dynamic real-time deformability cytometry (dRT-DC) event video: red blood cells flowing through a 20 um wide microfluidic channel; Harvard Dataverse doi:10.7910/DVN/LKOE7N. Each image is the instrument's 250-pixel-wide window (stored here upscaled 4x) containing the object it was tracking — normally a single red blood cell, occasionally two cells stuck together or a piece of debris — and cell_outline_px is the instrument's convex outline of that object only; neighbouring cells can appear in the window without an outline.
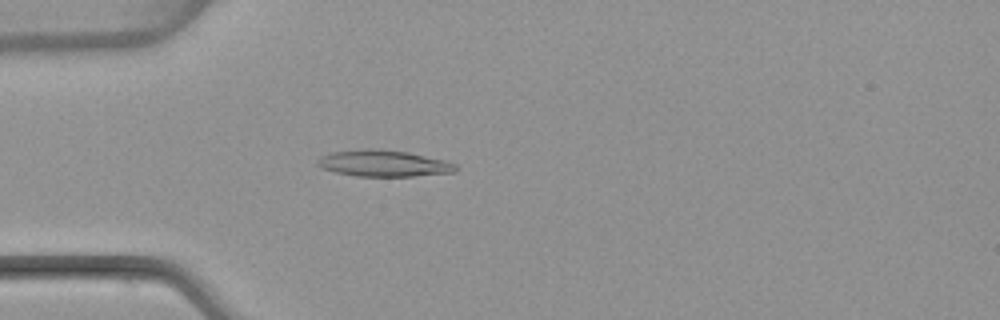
{"species": "common noctule bat (a hibernating species)", "species_latin": "Nyctalus noctula", "temperature_condition": "warm", "stored_images_in_passage": 52, "camera_frame_rate_fps": 3000, "um_per_image_px": 0.085, "animal": {"sex": "female", "body_mass_g": 22.7, "forearm_length_mm": 54.2}, "frame": {"image": 1, "passage_image": 15, "time_ms": 4.667, "image_size_px": [1000, 320], "cell_outline_px": [[456, 172], [412, 176], [356, 176], [336, 172], [324, 168], [316, 164], [316, 160], [320, 156], [332, 152], [364, 148], [368, 148], [408, 152], [444, 160], [456, 164]], "centroid_in_image_um": [32.58, 13.88], "position_along_channel_um": 52.4, "area_um2": 21.15}}
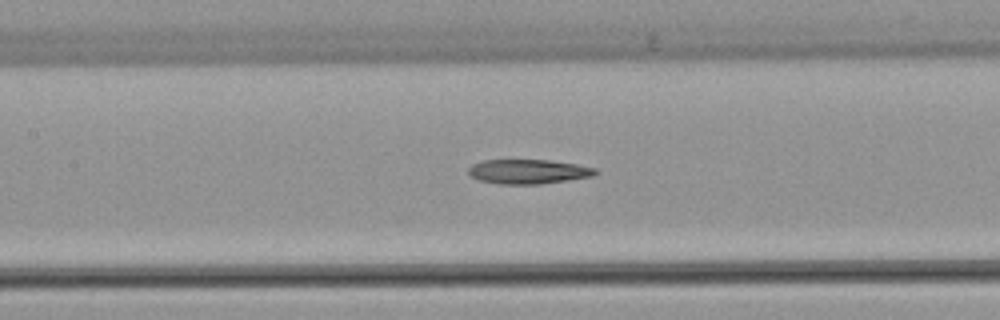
{"frame": {"image": 2, "passage_image": 24, "time_ms": 7.667, "image_size_px": [1000, 320], "cell_outline_px": [[600, 172], [592, 176], [568, 180], [540, 184], [500, 184], [480, 180], [472, 176], [468, 172], [468, 168], [472, 164], [484, 160], [548, 160], [576, 164], [596, 168]], "centroid_in_image_um": [44.92, 14.58], "position_along_channel_um": 162.5, "area_um2": 18.03}}
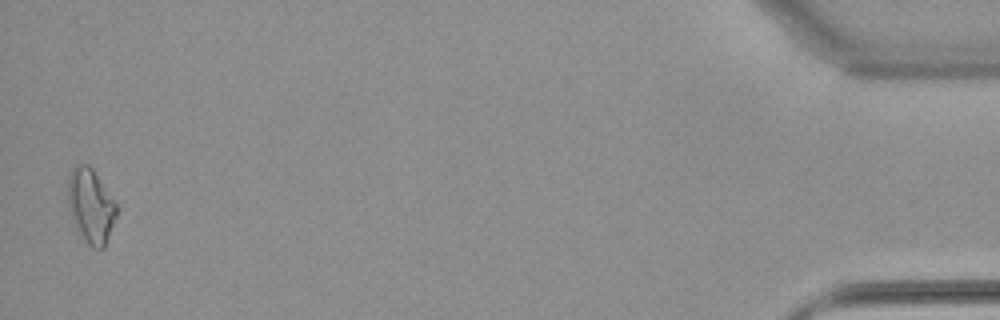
{"frame": {"image": 3, "passage_image": 51, "time_ms": 16.667, "image_size_px": [1000, 320], "cell_outline_px": [[116, 216], [104, 248], [100, 252], [92, 248], [76, 232], [68, 204], [68, 176], [72, 168], [76, 164], [88, 164], [92, 168], [116, 204]], "centroid_in_image_um": [7.69, 17.54], "position_along_channel_um": 427.5, "area_um2": 21.1}}